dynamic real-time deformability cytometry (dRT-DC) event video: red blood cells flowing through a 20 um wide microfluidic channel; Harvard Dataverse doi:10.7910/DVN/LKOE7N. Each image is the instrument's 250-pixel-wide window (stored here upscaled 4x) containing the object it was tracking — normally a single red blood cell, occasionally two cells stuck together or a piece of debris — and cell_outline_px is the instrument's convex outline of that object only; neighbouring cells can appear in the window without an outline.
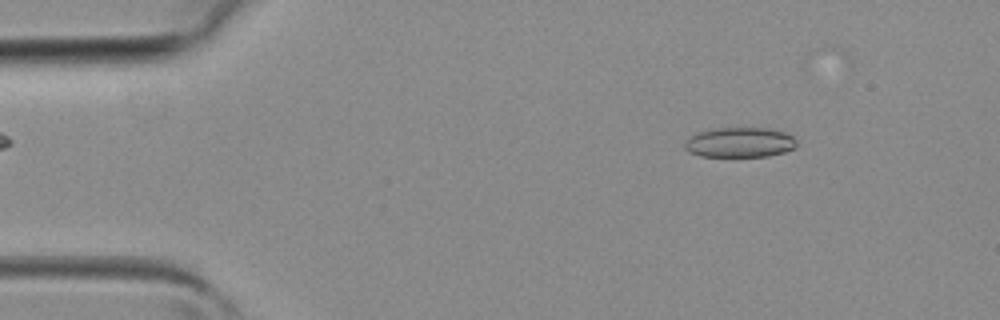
{"species": "common noctule bat (a hibernating species)", "species_latin": "Nyctalus noctula", "temperature_condition": "room temperature", "stored_images_in_passage": 3, "camera_frame_rate_fps": 3000, "um_per_image_px": 0.085, "animal": {"sex": "female", "body_mass_g": 19.3, "forearm_length_mm": 54.1}, "frame": {"image": 1, "passage_image": 1, "time_ms": 0.0, "image_size_px": [1000, 320], "cell_outline_px": [[796, 148], [784, 152], [768, 156], [700, 156], [688, 152], [684, 148], [684, 144], [696, 132], [712, 128], [768, 128], [784, 132], [792, 136], [796, 140]], "centroid_in_image_um": [62.88, 12.1], "position_along_channel_um": 22.1, "area_um2": 19.59}}